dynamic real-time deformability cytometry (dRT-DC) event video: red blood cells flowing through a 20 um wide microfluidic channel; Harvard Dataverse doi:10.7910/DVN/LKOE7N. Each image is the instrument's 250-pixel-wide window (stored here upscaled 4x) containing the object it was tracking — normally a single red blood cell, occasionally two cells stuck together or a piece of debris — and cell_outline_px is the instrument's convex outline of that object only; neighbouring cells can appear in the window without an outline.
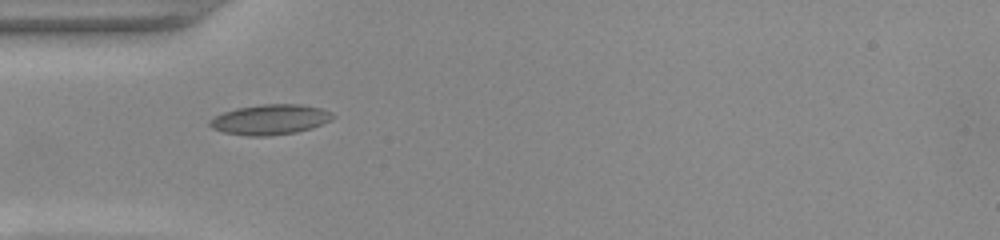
{"species": "common noctule bat (a hibernating species)", "species_latin": "Nyctalus noctula", "temperature_condition": "warm", "stored_images_in_passage": 37, "camera_frame_rate_fps": 3000, "um_per_image_px": 0.085, "animal": {"sex": "female", "body_mass_g": 22.0, "forearm_length_mm": 56.7}, "frame": {"image": 1, "passage_image": 1, "time_ms": 0.0, "image_size_px": [1000, 240], "cell_outline_px": [[336, 116], [332, 120], [312, 128], [296, 132], [268, 136], [248, 136], [224, 132], [212, 128], [208, 124], [208, 120], [224, 112], [236, 108], [260, 104], [300, 104], [320, 108], [332, 112]], "centroid_in_image_um": [22.98, 10.16], "position_along_channel_um": 62.0, "area_um2": 21.73}}
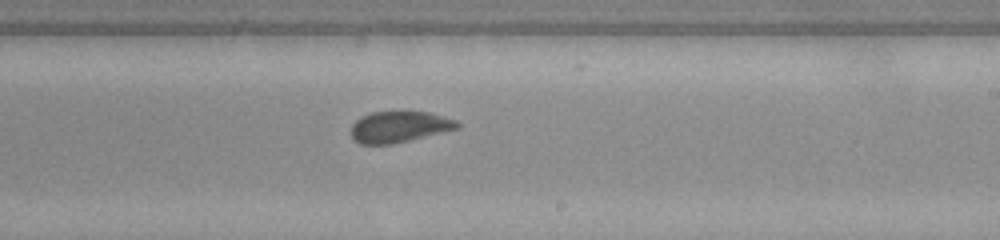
{"frame": {"image": 2, "passage_image": 16, "time_ms": 5.0, "image_size_px": [1000, 240], "cell_outline_px": [[460, 128], [392, 144], [360, 144], [352, 140], [352, 124], [360, 116], [372, 112], [404, 108], [428, 112], [444, 116], [456, 120], [460, 124]], "centroid_in_image_um": [33.93, 10.73], "position_along_channel_um": 255.1, "area_um2": 20.06}}
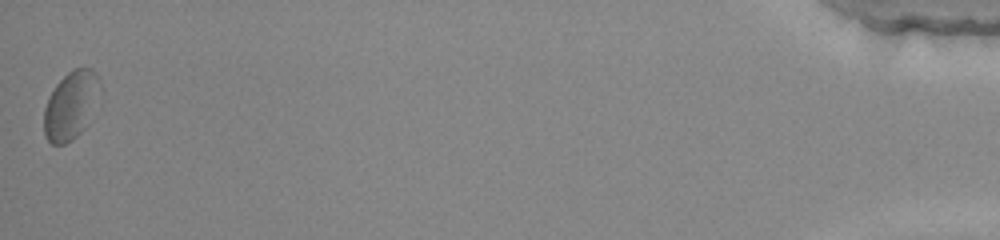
{"frame": {"image": 3, "passage_image": 37, "time_ms": 12.0, "image_size_px": [1000, 240], "cell_outline_px": [[100, 88], [88, 124], [72, 140], [64, 144], [52, 144], [44, 136], [44, 108], [48, 96], [56, 84], [68, 72], [76, 68], [92, 68], [96, 72], [100, 80]], "centroid_in_image_um": [6.01, 8.95], "position_along_channel_um": 429.2, "area_um2": 22.2}, "authors_computed_cell_mechanics": {"area_um2": 19.5942, "velocity_mm_per_s": 3.8925, "shape_relaxation_time_tau1_ms": 5.7943, "shape_relaxation_time_tau2_ms": 1.8669, "deformation_change_tau1": 0.1063, "deformation_change_tau2": 0.0688}}